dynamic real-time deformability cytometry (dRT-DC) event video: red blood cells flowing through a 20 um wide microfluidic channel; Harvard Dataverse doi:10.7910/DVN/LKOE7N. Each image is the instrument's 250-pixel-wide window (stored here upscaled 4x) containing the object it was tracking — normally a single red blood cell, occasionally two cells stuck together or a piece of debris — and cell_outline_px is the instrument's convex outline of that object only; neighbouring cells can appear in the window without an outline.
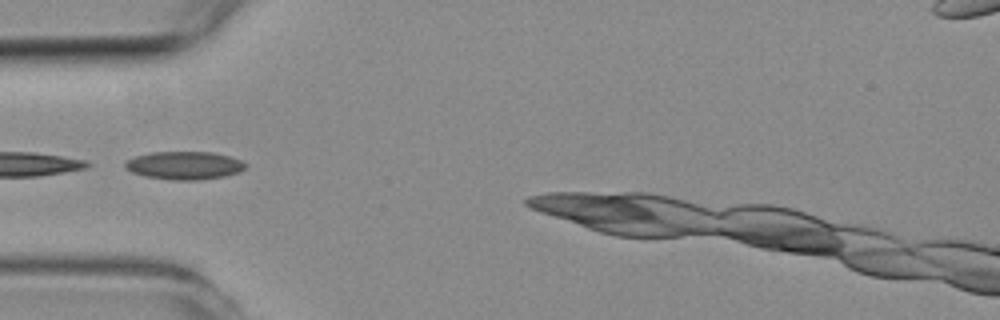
{"species": "common noctule bat (a hibernating species)", "species_latin": "Nyctalus noctula", "temperature_condition": "room temperature", "stored_images_in_passage": 4, "camera_frame_rate_fps": 3000, "um_per_image_px": 0.085, "animal": {"sex": "female", "body_mass_g": 19.3, "forearm_length_mm": 54.1}, "frame": {"image": 1, "passage_image": 4, "time_ms": 3.333, "image_size_px": [1000, 320], "cell_outline_px": [[248, 164], [240, 172], [224, 176], [196, 180], [172, 180], [144, 176], [132, 172], [124, 168], [124, 160], [136, 156], [152, 152], [212, 152], [232, 156]], "centroid_in_image_um": [15.66, 14.05], "position_along_channel_um": 69.3, "area_um2": 19.83}}